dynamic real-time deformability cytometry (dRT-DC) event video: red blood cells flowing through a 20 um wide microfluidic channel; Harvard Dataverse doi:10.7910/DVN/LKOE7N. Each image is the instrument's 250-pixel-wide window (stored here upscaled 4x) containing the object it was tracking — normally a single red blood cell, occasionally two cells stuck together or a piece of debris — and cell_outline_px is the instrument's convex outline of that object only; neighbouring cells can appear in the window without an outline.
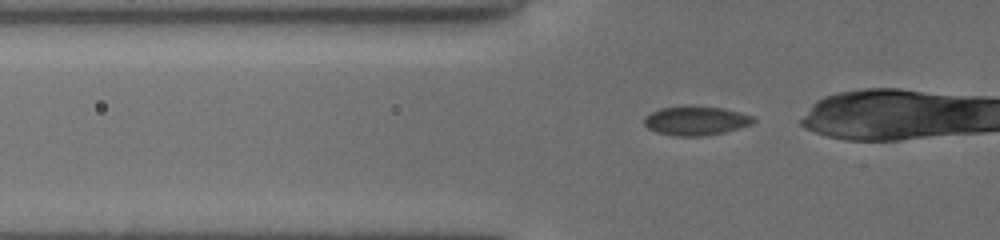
{"species": "common noctule bat (a hibernating species)", "species_latin": "Nyctalus noctula", "temperature_condition": "cold", "stored_images_in_passage": 16, "camera_frame_rate_fps": 3000, "um_per_image_px": 0.085, "animal": {"sex": "female", "body_mass_g": 19.5, "forearm_length_mm": 54.1}, "frame": {"image": 1, "passage_image": 3, "time_ms": 0.667, "image_size_px": [1000, 240], "cell_outline_px": [[756, 120], [752, 124], [724, 132], [700, 136], [676, 136], [656, 132], [648, 128], [644, 124], [644, 116], [660, 108], [688, 104], [692, 104], [724, 108], [740, 112], [752, 116]], "centroid_in_image_um": [59.13, 10.23], "position_along_channel_um": 66.7, "area_um2": 18.84}}
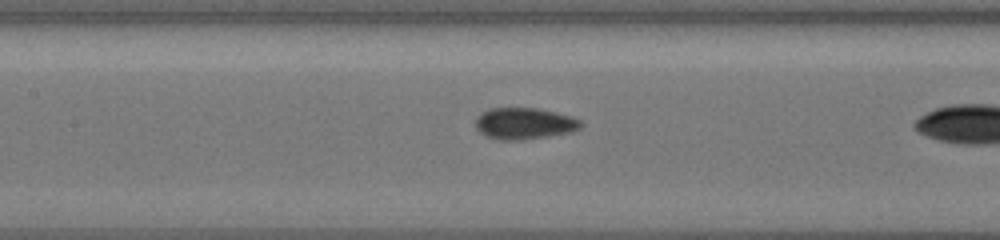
{"frame": {"image": 2, "passage_image": 11, "time_ms": 3.333, "image_size_px": [1000, 240], "cell_outline_px": [[584, 124], [580, 128], [572, 132], [524, 140], [496, 140], [480, 132], [476, 128], [476, 116], [480, 112], [488, 108], [536, 108], [556, 112], [572, 116], [584, 120]], "centroid_in_image_um": [44.6, 10.49], "position_along_channel_um": 162.8, "area_um2": 19.71}}
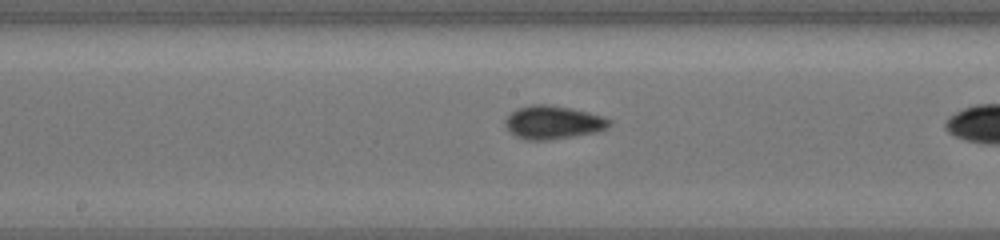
{"frame": {"image": 3, "passage_image": 14, "time_ms": 4.333, "image_size_px": [1000, 240], "cell_outline_px": [[612, 124], [608, 128], [600, 132], [576, 136], [548, 140], [524, 140], [508, 132], [504, 124], [504, 120], [516, 108], [532, 104], [548, 104], [572, 108], [604, 116], [612, 120]], "centroid_in_image_um": [47.03, 10.41], "position_along_channel_um": 201.2, "area_um2": 20.75}}